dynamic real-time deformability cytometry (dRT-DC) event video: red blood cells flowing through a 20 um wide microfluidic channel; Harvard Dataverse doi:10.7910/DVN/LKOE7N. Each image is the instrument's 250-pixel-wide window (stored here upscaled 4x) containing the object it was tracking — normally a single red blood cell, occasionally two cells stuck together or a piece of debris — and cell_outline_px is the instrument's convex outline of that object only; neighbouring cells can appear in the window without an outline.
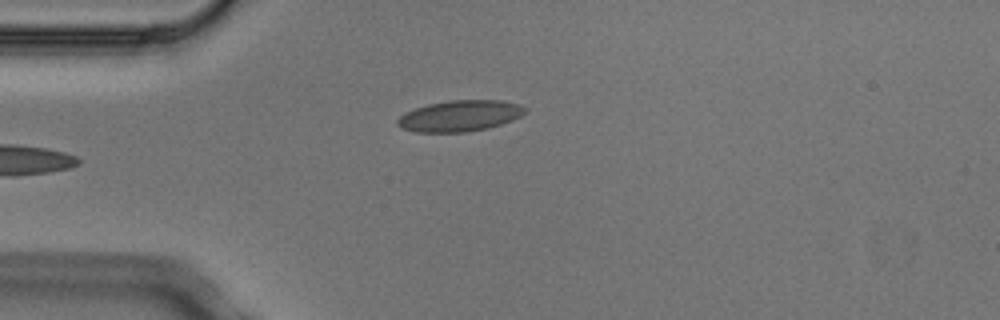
{"species": "Egyptian fruit bat (a non-hibernating species)", "species_latin": "Rousettus aegyptiacus", "temperature_condition": "cold", "stored_images_in_passage": 7, "camera_frame_rate_fps": 3000, "um_per_image_px": 0.085, "animal": {"sex": "male"}, "frame": {"image": 1, "passage_image": 5, "time_ms": 1.333, "image_size_px": [1000, 320], "cell_outline_px": [[528, 112], [512, 120], [488, 128], [468, 132], [416, 132], [404, 128], [396, 124], [396, 120], [404, 112], [428, 104], [448, 100], [500, 100], [520, 104], [528, 108]], "centroid_in_image_um": [39.11, 9.84], "position_along_channel_um": 45.9, "area_um2": 23.24}}
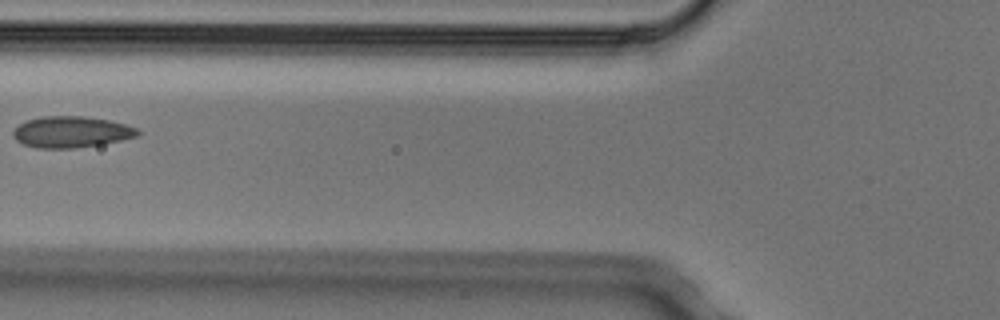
{"frame": {"image": 2, "passage_image": 7, "time_ms": 2.0, "image_size_px": [1000, 320], "cell_outline_px": [[140, 136], [100, 144], [76, 148], [36, 148], [24, 144], [16, 140], [12, 136], [12, 132], [20, 124], [28, 120], [40, 116], [84, 116], [108, 120], [124, 124], [136, 128], [140, 132]], "centroid_in_image_um": [6.04, 11.22], "position_along_channel_um": 119.8, "area_um2": 22.6}}